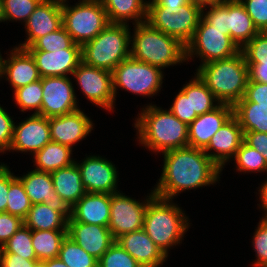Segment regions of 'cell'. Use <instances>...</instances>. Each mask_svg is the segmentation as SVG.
I'll return each mask as SVG.
<instances>
[{
	"label": "cell",
	"mask_w": 267,
	"mask_h": 267,
	"mask_svg": "<svg viewBox=\"0 0 267 267\" xmlns=\"http://www.w3.org/2000/svg\"><path fill=\"white\" fill-rule=\"evenodd\" d=\"M162 154L163 170L152 190L158 197L173 200L182 191L213 185L220 178L222 169L202 149L187 146Z\"/></svg>",
	"instance_id": "6da1fadb"
},
{
	"label": "cell",
	"mask_w": 267,
	"mask_h": 267,
	"mask_svg": "<svg viewBox=\"0 0 267 267\" xmlns=\"http://www.w3.org/2000/svg\"><path fill=\"white\" fill-rule=\"evenodd\" d=\"M139 143L153 152H166L188 146V125L171 111L147 105L135 119Z\"/></svg>",
	"instance_id": "7a4b0ae2"
},
{
	"label": "cell",
	"mask_w": 267,
	"mask_h": 267,
	"mask_svg": "<svg viewBox=\"0 0 267 267\" xmlns=\"http://www.w3.org/2000/svg\"><path fill=\"white\" fill-rule=\"evenodd\" d=\"M214 94L219 103L234 105L245 93L249 80L243 53L200 65L195 72Z\"/></svg>",
	"instance_id": "3957f363"
},
{
	"label": "cell",
	"mask_w": 267,
	"mask_h": 267,
	"mask_svg": "<svg viewBox=\"0 0 267 267\" xmlns=\"http://www.w3.org/2000/svg\"><path fill=\"white\" fill-rule=\"evenodd\" d=\"M172 201L155 195L148 202L143 223L146 234L167 257L168 250L182 243V238L190 227L185 212Z\"/></svg>",
	"instance_id": "277c9868"
},
{
	"label": "cell",
	"mask_w": 267,
	"mask_h": 267,
	"mask_svg": "<svg viewBox=\"0 0 267 267\" xmlns=\"http://www.w3.org/2000/svg\"><path fill=\"white\" fill-rule=\"evenodd\" d=\"M130 56L163 70L186 62L185 45L177 38L153 28L148 22L133 26ZM133 39V40H132Z\"/></svg>",
	"instance_id": "5b68a950"
},
{
	"label": "cell",
	"mask_w": 267,
	"mask_h": 267,
	"mask_svg": "<svg viewBox=\"0 0 267 267\" xmlns=\"http://www.w3.org/2000/svg\"><path fill=\"white\" fill-rule=\"evenodd\" d=\"M131 33L129 25L110 23L94 39L81 47L82 61L112 72L130 57Z\"/></svg>",
	"instance_id": "8992f818"
},
{
	"label": "cell",
	"mask_w": 267,
	"mask_h": 267,
	"mask_svg": "<svg viewBox=\"0 0 267 267\" xmlns=\"http://www.w3.org/2000/svg\"><path fill=\"white\" fill-rule=\"evenodd\" d=\"M73 6L62 4L63 27L81 47L94 39L109 24L107 13L99 0H79Z\"/></svg>",
	"instance_id": "52a82bcc"
},
{
	"label": "cell",
	"mask_w": 267,
	"mask_h": 267,
	"mask_svg": "<svg viewBox=\"0 0 267 267\" xmlns=\"http://www.w3.org/2000/svg\"><path fill=\"white\" fill-rule=\"evenodd\" d=\"M202 16V10L189 1L177 13L162 6L157 0L147 1V19L153 28L177 38L183 45L191 40Z\"/></svg>",
	"instance_id": "ba28073f"
},
{
	"label": "cell",
	"mask_w": 267,
	"mask_h": 267,
	"mask_svg": "<svg viewBox=\"0 0 267 267\" xmlns=\"http://www.w3.org/2000/svg\"><path fill=\"white\" fill-rule=\"evenodd\" d=\"M163 77V71L160 68L130 56L112 71L114 97L116 99L117 88L144 97H152L161 90Z\"/></svg>",
	"instance_id": "9c48e42d"
},
{
	"label": "cell",
	"mask_w": 267,
	"mask_h": 267,
	"mask_svg": "<svg viewBox=\"0 0 267 267\" xmlns=\"http://www.w3.org/2000/svg\"><path fill=\"white\" fill-rule=\"evenodd\" d=\"M240 52V48L224 31L212 26L201 16L191 40L185 46L186 61L195 55L201 64L228 59Z\"/></svg>",
	"instance_id": "30bf717a"
},
{
	"label": "cell",
	"mask_w": 267,
	"mask_h": 267,
	"mask_svg": "<svg viewBox=\"0 0 267 267\" xmlns=\"http://www.w3.org/2000/svg\"><path fill=\"white\" fill-rule=\"evenodd\" d=\"M155 196L151 190L146 200L140 202L125 196L120 191L111 194L110 220L108 228L114 240L118 237L143 228L148 202Z\"/></svg>",
	"instance_id": "8fae6325"
},
{
	"label": "cell",
	"mask_w": 267,
	"mask_h": 267,
	"mask_svg": "<svg viewBox=\"0 0 267 267\" xmlns=\"http://www.w3.org/2000/svg\"><path fill=\"white\" fill-rule=\"evenodd\" d=\"M72 75L91 103L108 111L114 109L116 99L113 93L112 72L81 61Z\"/></svg>",
	"instance_id": "7c38bea8"
},
{
	"label": "cell",
	"mask_w": 267,
	"mask_h": 267,
	"mask_svg": "<svg viewBox=\"0 0 267 267\" xmlns=\"http://www.w3.org/2000/svg\"><path fill=\"white\" fill-rule=\"evenodd\" d=\"M71 78L68 76L43 77L41 111L44 117L61 116L79 110Z\"/></svg>",
	"instance_id": "4fadbf2b"
},
{
	"label": "cell",
	"mask_w": 267,
	"mask_h": 267,
	"mask_svg": "<svg viewBox=\"0 0 267 267\" xmlns=\"http://www.w3.org/2000/svg\"><path fill=\"white\" fill-rule=\"evenodd\" d=\"M86 192L113 194L117 190L118 171L111 161L99 155H89L80 163L75 161Z\"/></svg>",
	"instance_id": "5bb4252c"
},
{
	"label": "cell",
	"mask_w": 267,
	"mask_h": 267,
	"mask_svg": "<svg viewBox=\"0 0 267 267\" xmlns=\"http://www.w3.org/2000/svg\"><path fill=\"white\" fill-rule=\"evenodd\" d=\"M15 124L9 152H30L34 155L51 142L49 118L33 113L26 120Z\"/></svg>",
	"instance_id": "9a60e30c"
},
{
	"label": "cell",
	"mask_w": 267,
	"mask_h": 267,
	"mask_svg": "<svg viewBox=\"0 0 267 267\" xmlns=\"http://www.w3.org/2000/svg\"><path fill=\"white\" fill-rule=\"evenodd\" d=\"M17 178L22 182L31 204H47L67 219L70 218L71 207L55 192L51 173L34 169Z\"/></svg>",
	"instance_id": "2e32d148"
},
{
	"label": "cell",
	"mask_w": 267,
	"mask_h": 267,
	"mask_svg": "<svg viewBox=\"0 0 267 267\" xmlns=\"http://www.w3.org/2000/svg\"><path fill=\"white\" fill-rule=\"evenodd\" d=\"M27 39L17 47L27 49L37 39L58 30L62 25V4L42 0L24 23Z\"/></svg>",
	"instance_id": "e0dca14e"
},
{
	"label": "cell",
	"mask_w": 267,
	"mask_h": 267,
	"mask_svg": "<svg viewBox=\"0 0 267 267\" xmlns=\"http://www.w3.org/2000/svg\"><path fill=\"white\" fill-rule=\"evenodd\" d=\"M244 142V132L238 120L232 116L212 137L203 150L220 168L234 158L240 145ZM214 152H211V151ZM210 151V152H209Z\"/></svg>",
	"instance_id": "ac0fdd59"
},
{
	"label": "cell",
	"mask_w": 267,
	"mask_h": 267,
	"mask_svg": "<svg viewBox=\"0 0 267 267\" xmlns=\"http://www.w3.org/2000/svg\"><path fill=\"white\" fill-rule=\"evenodd\" d=\"M51 141L71 149L93 130L92 120L80 109L72 113L49 117Z\"/></svg>",
	"instance_id": "d6986e66"
},
{
	"label": "cell",
	"mask_w": 267,
	"mask_h": 267,
	"mask_svg": "<svg viewBox=\"0 0 267 267\" xmlns=\"http://www.w3.org/2000/svg\"><path fill=\"white\" fill-rule=\"evenodd\" d=\"M233 116V106L219 103L188 125V146L204 150L211 137Z\"/></svg>",
	"instance_id": "ffe728a7"
},
{
	"label": "cell",
	"mask_w": 267,
	"mask_h": 267,
	"mask_svg": "<svg viewBox=\"0 0 267 267\" xmlns=\"http://www.w3.org/2000/svg\"><path fill=\"white\" fill-rule=\"evenodd\" d=\"M28 51L35 59L41 78L72 75L82 61L81 46L76 43L69 49L56 52Z\"/></svg>",
	"instance_id": "44dd1931"
},
{
	"label": "cell",
	"mask_w": 267,
	"mask_h": 267,
	"mask_svg": "<svg viewBox=\"0 0 267 267\" xmlns=\"http://www.w3.org/2000/svg\"><path fill=\"white\" fill-rule=\"evenodd\" d=\"M10 57L0 58V78L9 81L14 90L41 79L34 57L27 49L15 47Z\"/></svg>",
	"instance_id": "7402d4cb"
},
{
	"label": "cell",
	"mask_w": 267,
	"mask_h": 267,
	"mask_svg": "<svg viewBox=\"0 0 267 267\" xmlns=\"http://www.w3.org/2000/svg\"><path fill=\"white\" fill-rule=\"evenodd\" d=\"M67 235L97 260L115 241L108 226L76 222L71 217L68 219Z\"/></svg>",
	"instance_id": "603a6c76"
},
{
	"label": "cell",
	"mask_w": 267,
	"mask_h": 267,
	"mask_svg": "<svg viewBox=\"0 0 267 267\" xmlns=\"http://www.w3.org/2000/svg\"><path fill=\"white\" fill-rule=\"evenodd\" d=\"M143 267H159L167 256L156 246L142 228L118 237L115 240Z\"/></svg>",
	"instance_id": "cb8c5ba5"
},
{
	"label": "cell",
	"mask_w": 267,
	"mask_h": 267,
	"mask_svg": "<svg viewBox=\"0 0 267 267\" xmlns=\"http://www.w3.org/2000/svg\"><path fill=\"white\" fill-rule=\"evenodd\" d=\"M111 194L86 192L71 207V218L76 222L108 226Z\"/></svg>",
	"instance_id": "d4e9b609"
},
{
	"label": "cell",
	"mask_w": 267,
	"mask_h": 267,
	"mask_svg": "<svg viewBox=\"0 0 267 267\" xmlns=\"http://www.w3.org/2000/svg\"><path fill=\"white\" fill-rule=\"evenodd\" d=\"M55 192L72 207L86 193L81 181V172L74 162L72 165L51 173Z\"/></svg>",
	"instance_id": "484cf974"
},
{
	"label": "cell",
	"mask_w": 267,
	"mask_h": 267,
	"mask_svg": "<svg viewBox=\"0 0 267 267\" xmlns=\"http://www.w3.org/2000/svg\"><path fill=\"white\" fill-rule=\"evenodd\" d=\"M228 32L240 49L259 33L239 0H228Z\"/></svg>",
	"instance_id": "4316f807"
},
{
	"label": "cell",
	"mask_w": 267,
	"mask_h": 267,
	"mask_svg": "<svg viewBox=\"0 0 267 267\" xmlns=\"http://www.w3.org/2000/svg\"><path fill=\"white\" fill-rule=\"evenodd\" d=\"M110 23L133 25L147 19V1L144 0H100Z\"/></svg>",
	"instance_id": "83f0119b"
},
{
	"label": "cell",
	"mask_w": 267,
	"mask_h": 267,
	"mask_svg": "<svg viewBox=\"0 0 267 267\" xmlns=\"http://www.w3.org/2000/svg\"><path fill=\"white\" fill-rule=\"evenodd\" d=\"M181 91L189 98L190 105V124L206 112L216 108L219 101L214 94L208 89L206 84L195 74V77L185 84ZM215 102V104H214Z\"/></svg>",
	"instance_id": "f1b7e54d"
},
{
	"label": "cell",
	"mask_w": 267,
	"mask_h": 267,
	"mask_svg": "<svg viewBox=\"0 0 267 267\" xmlns=\"http://www.w3.org/2000/svg\"><path fill=\"white\" fill-rule=\"evenodd\" d=\"M71 155L70 147L51 141L33 155L35 170L52 173L68 167L75 162Z\"/></svg>",
	"instance_id": "f546056e"
},
{
	"label": "cell",
	"mask_w": 267,
	"mask_h": 267,
	"mask_svg": "<svg viewBox=\"0 0 267 267\" xmlns=\"http://www.w3.org/2000/svg\"><path fill=\"white\" fill-rule=\"evenodd\" d=\"M23 221L31 230H67L68 226V219L61 212L43 203L32 204Z\"/></svg>",
	"instance_id": "4dcf8cb0"
},
{
	"label": "cell",
	"mask_w": 267,
	"mask_h": 267,
	"mask_svg": "<svg viewBox=\"0 0 267 267\" xmlns=\"http://www.w3.org/2000/svg\"><path fill=\"white\" fill-rule=\"evenodd\" d=\"M233 116L243 132L267 133V106H255V102H236Z\"/></svg>",
	"instance_id": "1f68e13d"
},
{
	"label": "cell",
	"mask_w": 267,
	"mask_h": 267,
	"mask_svg": "<svg viewBox=\"0 0 267 267\" xmlns=\"http://www.w3.org/2000/svg\"><path fill=\"white\" fill-rule=\"evenodd\" d=\"M67 230H31L32 247L37 260L43 262L58 258Z\"/></svg>",
	"instance_id": "d6a6232c"
},
{
	"label": "cell",
	"mask_w": 267,
	"mask_h": 267,
	"mask_svg": "<svg viewBox=\"0 0 267 267\" xmlns=\"http://www.w3.org/2000/svg\"><path fill=\"white\" fill-rule=\"evenodd\" d=\"M31 202L22 182L9 169V191L6 213L25 219L31 208Z\"/></svg>",
	"instance_id": "836d02e7"
},
{
	"label": "cell",
	"mask_w": 267,
	"mask_h": 267,
	"mask_svg": "<svg viewBox=\"0 0 267 267\" xmlns=\"http://www.w3.org/2000/svg\"><path fill=\"white\" fill-rule=\"evenodd\" d=\"M58 258L68 267H98V260L68 235L61 243Z\"/></svg>",
	"instance_id": "e575fe53"
},
{
	"label": "cell",
	"mask_w": 267,
	"mask_h": 267,
	"mask_svg": "<svg viewBox=\"0 0 267 267\" xmlns=\"http://www.w3.org/2000/svg\"><path fill=\"white\" fill-rule=\"evenodd\" d=\"M0 253H13L28 260H37L32 247L31 229L23 224L0 248Z\"/></svg>",
	"instance_id": "d590c367"
},
{
	"label": "cell",
	"mask_w": 267,
	"mask_h": 267,
	"mask_svg": "<svg viewBox=\"0 0 267 267\" xmlns=\"http://www.w3.org/2000/svg\"><path fill=\"white\" fill-rule=\"evenodd\" d=\"M42 97V78L14 90L15 102L22 112L34 109V114H38L41 111Z\"/></svg>",
	"instance_id": "8d00e7d4"
},
{
	"label": "cell",
	"mask_w": 267,
	"mask_h": 267,
	"mask_svg": "<svg viewBox=\"0 0 267 267\" xmlns=\"http://www.w3.org/2000/svg\"><path fill=\"white\" fill-rule=\"evenodd\" d=\"M233 160L236 161L237 171L243 173L267 172V162L262 154L245 142L240 145Z\"/></svg>",
	"instance_id": "74e56055"
},
{
	"label": "cell",
	"mask_w": 267,
	"mask_h": 267,
	"mask_svg": "<svg viewBox=\"0 0 267 267\" xmlns=\"http://www.w3.org/2000/svg\"><path fill=\"white\" fill-rule=\"evenodd\" d=\"M74 44L75 42L62 25L58 30L37 39L27 50L56 52L57 50L69 49Z\"/></svg>",
	"instance_id": "f35d334b"
},
{
	"label": "cell",
	"mask_w": 267,
	"mask_h": 267,
	"mask_svg": "<svg viewBox=\"0 0 267 267\" xmlns=\"http://www.w3.org/2000/svg\"><path fill=\"white\" fill-rule=\"evenodd\" d=\"M42 0H2L4 22L21 21L26 22L32 12Z\"/></svg>",
	"instance_id": "ab89813d"
},
{
	"label": "cell",
	"mask_w": 267,
	"mask_h": 267,
	"mask_svg": "<svg viewBox=\"0 0 267 267\" xmlns=\"http://www.w3.org/2000/svg\"><path fill=\"white\" fill-rule=\"evenodd\" d=\"M98 267H143L116 241L98 260Z\"/></svg>",
	"instance_id": "60d3db41"
},
{
	"label": "cell",
	"mask_w": 267,
	"mask_h": 267,
	"mask_svg": "<svg viewBox=\"0 0 267 267\" xmlns=\"http://www.w3.org/2000/svg\"><path fill=\"white\" fill-rule=\"evenodd\" d=\"M240 51L244 55L246 64H263V62H267V32H259Z\"/></svg>",
	"instance_id": "b9f144b4"
},
{
	"label": "cell",
	"mask_w": 267,
	"mask_h": 267,
	"mask_svg": "<svg viewBox=\"0 0 267 267\" xmlns=\"http://www.w3.org/2000/svg\"><path fill=\"white\" fill-rule=\"evenodd\" d=\"M209 11L202 10V17L212 26L224 31V34L229 35L228 32V0H223L220 3L212 5ZM206 12V13H205Z\"/></svg>",
	"instance_id": "7bdbcfd3"
},
{
	"label": "cell",
	"mask_w": 267,
	"mask_h": 267,
	"mask_svg": "<svg viewBox=\"0 0 267 267\" xmlns=\"http://www.w3.org/2000/svg\"><path fill=\"white\" fill-rule=\"evenodd\" d=\"M259 32H267V0H239Z\"/></svg>",
	"instance_id": "ee69618b"
},
{
	"label": "cell",
	"mask_w": 267,
	"mask_h": 267,
	"mask_svg": "<svg viewBox=\"0 0 267 267\" xmlns=\"http://www.w3.org/2000/svg\"><path fill=\"white\" fill-rule=\"evenodd\" d=\"M253 249L256 252L254 267H267V223L262 219L253 236Z\"/></svg>",
	"instance_id": "f6af8a7d"
},
{
	"label": "cell",
	"mask_w": 267,
	"mask_h": 267,
	"mask_svg": "<svg viewBox=\"0 0 267 267\" xmlns=\"http://www.w3.org/2000/svg\"><path fill=\"white\" fill-rule=\"evenodd\" d=\"M23 224L24 221L20 217L0 212V248Z\"/></svg>",
	"instance_id": "bcb514c9"
},
{
	"label": "cell",
	"mask_w": 267,
	"mask_h": 267,
	"mask_svg": "<svg viewBox=\"0 0 267 267\" xmlns=\"http://www.w3.org/2000/svg\"><path fill=\"white\" fill-rule=\"evenodd\" d=\"M238 102H255V106H267V84L248 81L244 96Z\"/></svg>",
	"instance_id": "7dc6e473"
},
{
	"label": "cell",
	"mask_w": 267,
	"mask_h": 267,
	"mask_svg": "<svg viewBox=\"0 0 267 267\" xmlns=\"http://www.w3.org/2000/svg\"><path fill=\"white\" fill-rule=\"evenodd\" d=\"M13 118L0 105V153L9 151L13 137Z\"/></svg>",
	"instance_id": "c3c4849f"
},
{
	"label": "cell",
	"mask_w": 267,
	"mask_h": 267,
	"mask_svg": "<svg viewBox=\"0 0 267 267\" xmlns=\"http://www.w3.org/2000/svg\"><path fill=\"white\" fill-rule=\"evenodd\" d=\"M171 113L185 124H190V105L189 98L180 90L176 95L171 107Z\"/></svg>",
	"instance_id": "681fc988"
},
{
	"label": "cell",
	"mask_w": 267,
	"mask_h": 267,
	"mask_svg": "<svg viewBox=\"0 0 267 267\" xmlns=\"http://www.w3.org/2000/svg\"><path fill=\"white\" fill-rule=\"evenodd\" d=\"M244 142L261 153L267 162V133L244 132Z\"/></svg>",
	"instance_id": "f907efd6"
},
{
	"label": "cell",
	"mask_w": 267,
	"mask_h": 267,
	"mask_svg": "<svg viewBox=\"0 0 267 267\" xmlns=\"http://www.w3.org/2000/svg\"><path fill=\"white\" fill-rule=\"evenodd\" d=\"M0 263L5 267H35L38 260H28L13 253H0Z\"/></svg>",
	"instance_id": "816d5d0a"
},
{
	"label": "cell",
	"mask_w": 267,
	"mask_h": 267,
	"mask_svg": "<svg viewBox=\"0 0 267 267\" xmlns=\"http://www.w3.org/2000/svg\"><path fill=\"white\" fill-rule=\"evenodd\" d=\"M9 191V167L0 163V212H6Z\"/></svg>",
	"instance_id": "f5cc1de1"
},
{
	"label": "cell",
	"mask_w": 267,
	"mask_h": 267,
	"mask_svg": "<svg viewBox=\"0 0 267 267\" xmlns=\"http://www.w3.org/2000/svg\"><path fill=\"white\" fill-rule=\"evenodd\" d=\"M249 80L267 84V62L263 64H247Z\"/></svg>",
	"instance_id": "db71d44e"
},
{
	"label": "cell",
	"mask_w": 267,
	"mask_h": 267,
	"mask_svg": "<svg viewBox=\"0 0 267 267\" xmlns=\"http://www.w3.org/2000/svg\"><path fill=\"white\" fill-rule=\"evenodd\" d=\"M162 6L171 10L173 13L179 11V7L188 2V0H157Z\"/></svg>",
	"instance_id": "11a10c76"
},
{
	"label": "cell",
	"mask_w": 267,
	"mask_h": 267,
	"mask_svg": "<svg viewBox=\"0 0 267 267\" xmlns=\"http://www.w3.org/2000/svg\"><path fill=\"white\" fill-rule=\"evenodd\" d=\"M259 194H260V201H261V205H259V207H261L263 209V211H265L264 213V217H262L261 219L263 220L266 216H267V180L261 184L260 189L258 190Z\"/></svg>",
	"instance_id": "9f6ffc18"
},
{
	"label": "cell",
	"mask_w": 267,
	"mask_h": 267,
	"mask_svg": "<svg viewBox=\"0 0 267 267\" xmlns=\"http://www.w3.org/2000/svg\"><path fill=\"white\" fill-rule=\"evenodd\" d=\"M192 5L198 6L201 10L222 2L223 0H188Z\"/></svg>",
	"instance_id": "6f0895ef"
},
{
	"label": "cell",
	"mask_w": 267,
	"mask_h": 267,
	"mask_svg": "<svg viewBox=\"0 0 267 267\" xmlns=\"http://www.w3.org/2000/svg\"><path fill=\"white\" fill-rule=\"evenodd\" d=\"M43 264H44V267H68L59 258L45 260L43 261Z\"/></svg>",
	"instance_id": "680465c9"
},
{
	"label": "cell",
	"mask_w": 267,
	"mask_h": 267,
	"mask_svg": "<svg viewBox=\"0 0 267 267\" xmlns=\"http://www.w3.org/2000/svg\"><path fill=\"white\" fill-rule=\"evenodd\" d=\"M4 22L3 2L0 0V22Z\"/></svg>",
	"instance_id": "91938a15"
},
{
	"label": "cell",
	"mask_w": 267,
	"mask_h": 267,
	"mask_svg": "<svg viewBox=\"0 0 267 267\" xmlns=\"http://www.w3.org/2000/svg\"><path fill=\"white\" fill-rule=\"evenodd\" d=\"M52 1L58 2L60 4H63V3H66L67 2V0H52Z\"/></svg>",
	"instance_id": "94428289"
},
{
	"label": "cell",
	"mask_w": 267,
	"mask_h": 267,
	"mask_svg": "<svg viewBox=\"0 0 267 267\" xmlns=\"http://www.w3.org/2000/svg\"><path fill=\"white\" fill-rule=\"evenodd\" d=\"M35 267H44L43 262H39Z\"/></svg>",
	"instance_id": "6125c7cd"
},
{
	"label": "cell",
	"mask_w": 267,
	"mask_h": 267,
	"mask_svg": "<svg viewBox=\"0 0 267 267\" xmlns=\"http://www.w3.org/2000/svg\"><path fill=\"white\" fill-rule=\"evenodd\" d=\"M263 221H264L265 223H267V216L263 219Z\"/></svg>",
	"instance_id": "be15d7a7"
}]
</instances>
